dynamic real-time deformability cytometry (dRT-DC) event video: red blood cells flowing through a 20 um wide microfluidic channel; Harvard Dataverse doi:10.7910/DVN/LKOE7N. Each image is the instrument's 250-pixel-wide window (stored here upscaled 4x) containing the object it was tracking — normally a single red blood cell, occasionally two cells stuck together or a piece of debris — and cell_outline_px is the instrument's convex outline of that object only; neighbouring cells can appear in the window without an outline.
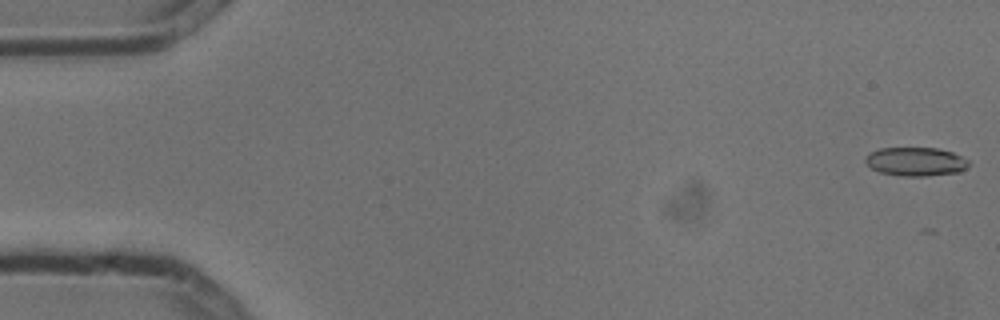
{"species": "common noctule bat (a hibernating species)", "species_latin": "Nyctalus noctula", "temperature_condition": "cold", "stored_images_in_passage": 7, "camera_frame_rate_fps": 3000, "um_per_image_px": 0.085, "animal": {"sex": "male", "body_mass_g": 13.3}, "frame": {"image": 1, "passage_image": 1, "time_ms": 0.0, "image_size_px": [1000, 320], "cell_outline_px": [[968, 164], [960, 172], [924, 176], [904, 176], [880, 172], [872, 168], [864, 160], [872, 152], [880, 148], [936, 148], [952, 152], [968, 160]], "centroid_in_image_um": [77.84, 13.74], "position_along_channel_um": 7.2, "area_um2": 16.94}}
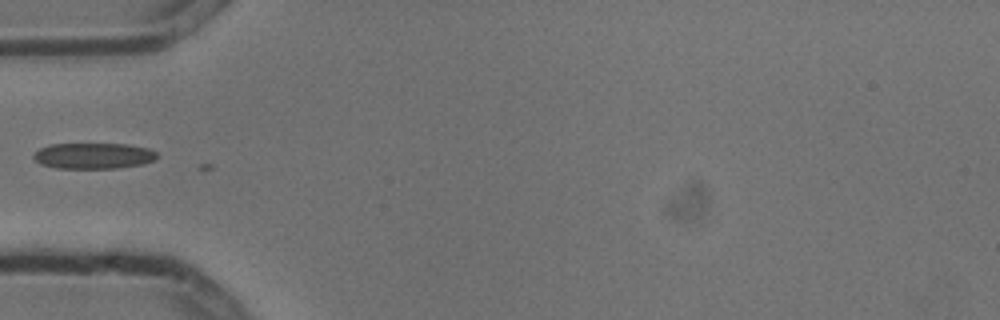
{"frame": {"image": 2, "passage_image": 5, "time_ms": 1.333, "image_size_px": [1000, 320], "cell_outline_px": [[160, 156], [144, 164], [116, 168], [56, 168], [40, 164], [32, 156], [40, 148], [48, 144], [128, 144], [148, 148], [156, 152]], "centroid_in_image_um": [7.95, 13.24], "position_along_channel_um": 77.0, "area_um2": 18.67}}
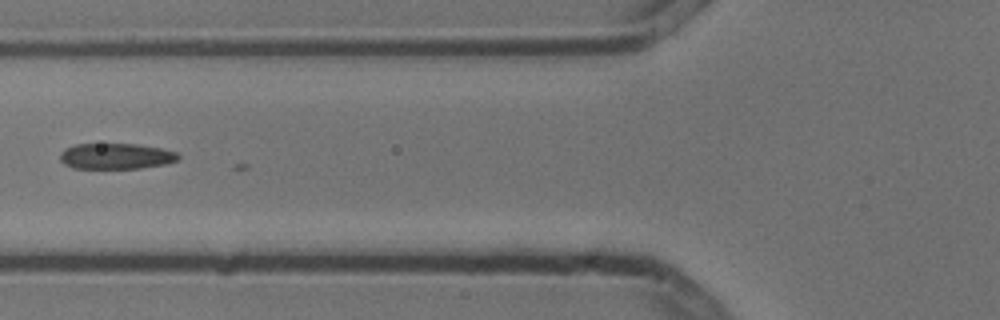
{"frame": {"image": 3, "passage_image": 6, "time_ms": 1.667, "image_size_px": [1000, 320], "cell_outline_px": [[180, 156], [176, 160], [164, 164], [140, 168], [72, 168], [64, 164], [60, 160], [60, 152], [64, 148], [76, 144], [136, 144], [160, 148], [176, 152]], "centroid_in_image_um": [9.81, 13.27], "position_along_channel_um": 116.0, "area_um2": 17.69}}